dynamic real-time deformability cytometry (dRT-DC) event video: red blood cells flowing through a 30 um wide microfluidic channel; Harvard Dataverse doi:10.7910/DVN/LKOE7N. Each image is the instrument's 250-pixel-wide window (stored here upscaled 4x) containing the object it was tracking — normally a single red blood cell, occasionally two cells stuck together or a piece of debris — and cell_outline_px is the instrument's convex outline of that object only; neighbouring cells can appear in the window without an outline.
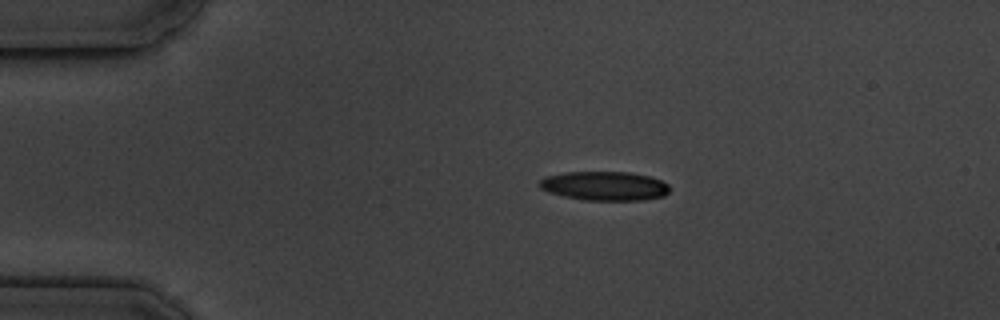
{"species": "common noctule bat (a hibernating species)", "species_latin": "Nyctalus noctula", "temperature_condition": "cold", "stored_images_in_passage": 2, "camera_frame_rate_fps": 3000, "um_per_image_px": 0.085, "animal": {"sex": "male", "body_mass_g": 19.5, "forearm_length_mm": 54.6}, "frame": {"image": 1, "passage_image": 1, "time_ms": 0.0, "image_size_px": [1000, 320], "cell_outline_px": [[668, 192], [664, 196], [644, 200], [584, 200], [564, 196], [548, 192], [540, 188], [536, 184], [544, 176], [564, 172], [628, 172], [652, 176], [668, 184]], "centroid_in_image_um": [51.36, 15.8], "position_along_channel_um": 33.6, "area_um2": 22.25}}